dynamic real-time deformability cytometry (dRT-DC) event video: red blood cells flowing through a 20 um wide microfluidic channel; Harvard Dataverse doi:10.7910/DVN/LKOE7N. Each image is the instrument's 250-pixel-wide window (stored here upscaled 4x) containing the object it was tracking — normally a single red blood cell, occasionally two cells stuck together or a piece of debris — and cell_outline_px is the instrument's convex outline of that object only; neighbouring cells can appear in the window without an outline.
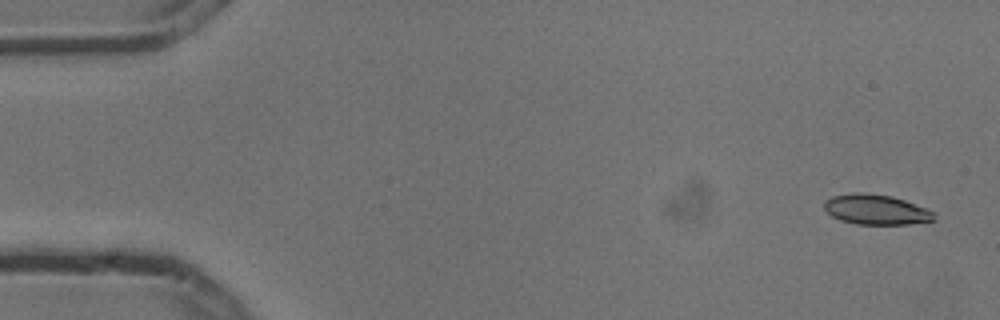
{"species": "common noctule bat (a hibernating species)", "species_latin": "Nyctalus noctula", "temperature_condition": "cold", "stored_images_in_passage": 5, "camera_frame_rate_fps": 3000, "um_per_image_px": 0.085, "animal": {"sex": "male", "body_mass_g": 13.3}, "frame": {"image": 1, "passage_image": 1, "time_ms": 0.0, "image_size_px": [1000, 320], "cell_outline_px": [[936, 220], [908, 224], [856, 224], [840, 220], [832, 216], [824, 208], [824, 200], [832, 196], [856, 192], [864, 192], [892, 196], [904, 200], [924, 208], [932, 212]], "centroid_in_image_um": [74.42, 17.81], "position_along_channel_um": 10.6, "area_um2": 19.13}}
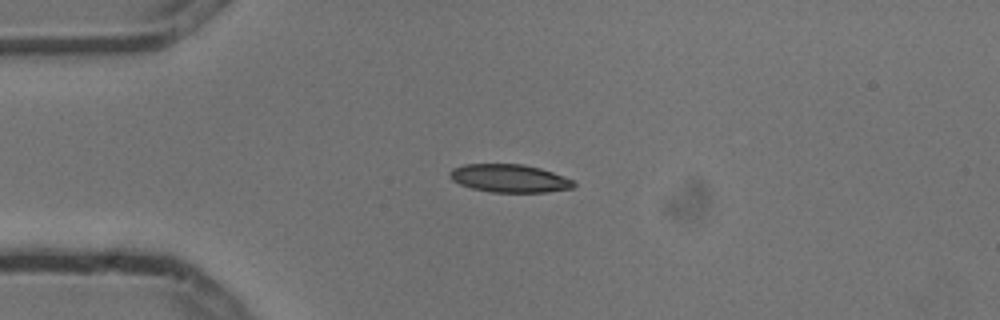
{"frame": {"image": 2, "passage_image": 4, "time_ms": 1.0, "image_size_px": [1000, 320], "cell_outline_px": [[576, 184], [572, 188], [548, 192], [492, 192], [472, 188], [460, 184], [452, 180], [448, 176], [448, 172], [452, 168], [464, 164], [524, 164], [540, 168], [552, 172], [572, 180]], "centroid_in_image_um": [43.26, 15.15], "position_along_channel_um": 41.7, "area_um2": 20.23}}